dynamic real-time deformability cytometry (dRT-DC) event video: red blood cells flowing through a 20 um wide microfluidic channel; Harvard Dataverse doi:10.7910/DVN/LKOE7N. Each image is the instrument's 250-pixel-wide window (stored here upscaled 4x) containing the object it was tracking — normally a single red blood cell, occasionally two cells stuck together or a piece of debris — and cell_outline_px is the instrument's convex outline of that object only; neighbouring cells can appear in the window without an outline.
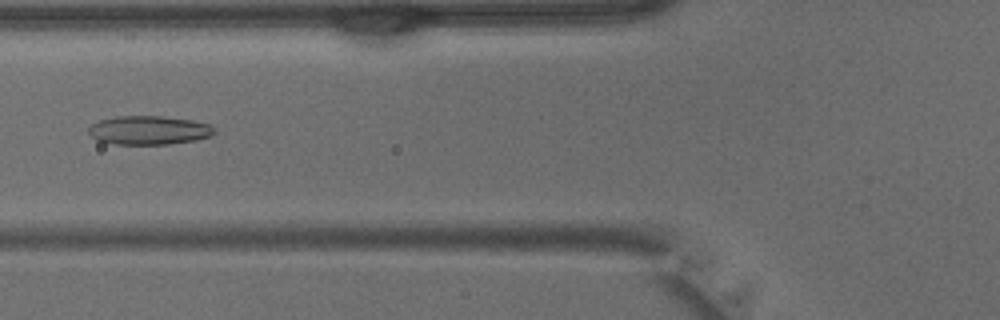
{"species": "common noctule bat (a hibernating species)", "species_latin": "Nyctalus noctula", "temperature_condition": "warm", "stored_images_in_passage": 30, "camera_frame_rate_fps": 3000, "um_per_image_px": 0.085, "animal": {"sex": "male", "body_mass_g": 15.6}, "frame": {"image": 1, "passage_image": 5, "time_ms": 1.333, "image_size_px": [1000, 320], "cell_outline_px": [[216, 132], [212, 136], [196, 140], [168, 144], [116, 144], [96, 140], [88, 132], [88, 128], [92, 124], [100, 120], [116, 116], [164, 116], [192, 120], [208, 124]], "centroid_in_image_um": [12.65, 11.07], "position_along_channel_um": 113.1, "area_um2": 21.1}}
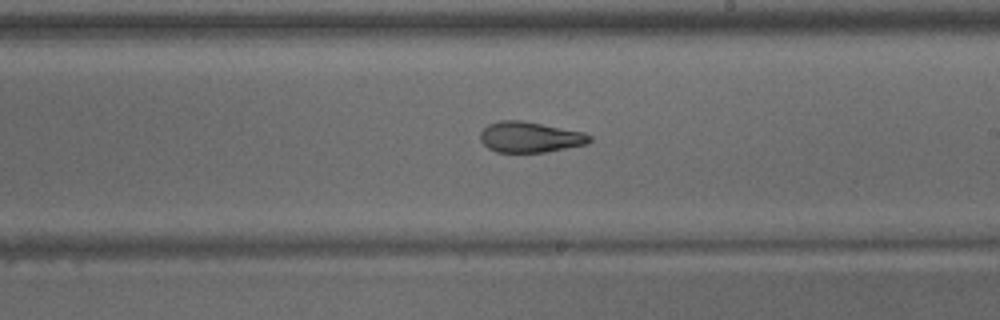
{"frame": {"image": 2, "passage_image": 13, "time_ms": 4.0, "image_size_px": [1000, 320], "cell_outline_px": [[592, 140], [588, 144], [544, 152], [496, 152], [488, 148], [480, 140], [480, 132], [488, 124], [500, 120], [524, 120], [584, 132], [592, 136]], "centroid_in_image_um": [45.06, 11.64], "position_along_channel_um": 243.9, "area_um2": 19.71}}
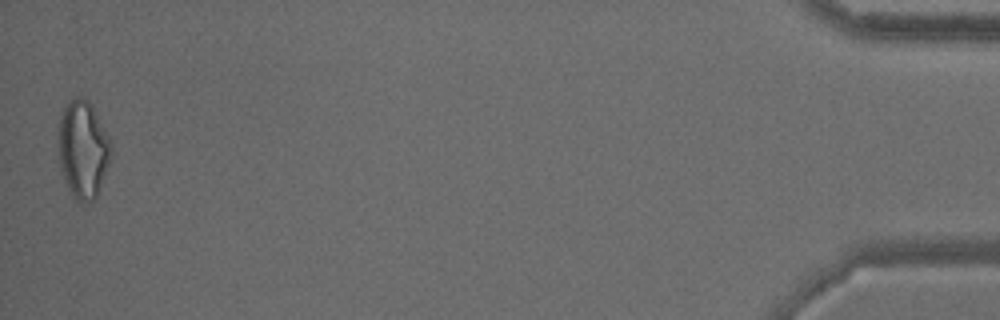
{"frame": {"image": 3, "passage_image": 30, "time_ms": 9.667, "image_size_px": [1000, 320], "cell_outline_px": [[112, 156], [96, 200], [80, 200], [72, 196], [60, 172], [56, 132], [60, 116], [68, 100], [76, 96], [80, 96], [88, 100], [108, 136], [112, 144]], "centroid_in_image_um": [7.02, 12.68], "position_along_channel_um": 428.2, "area_um2": 30.46}}